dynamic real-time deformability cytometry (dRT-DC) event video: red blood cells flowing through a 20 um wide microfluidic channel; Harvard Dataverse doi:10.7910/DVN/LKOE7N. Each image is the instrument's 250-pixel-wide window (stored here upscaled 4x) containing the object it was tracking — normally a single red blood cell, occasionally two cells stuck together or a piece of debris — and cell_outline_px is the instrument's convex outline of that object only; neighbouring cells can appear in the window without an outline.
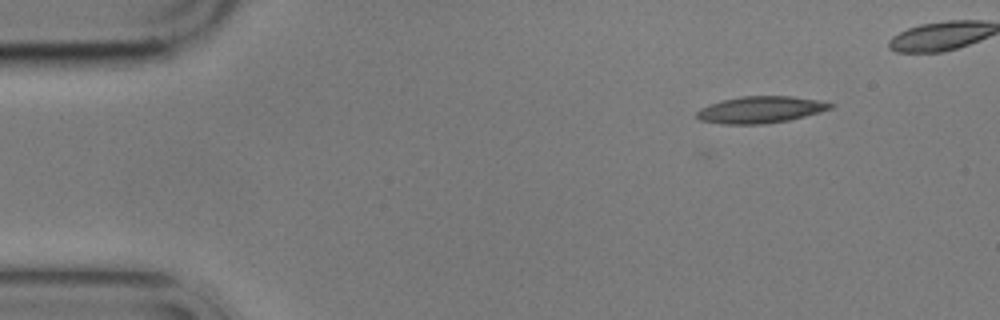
{"species": "common noctule bat (a hibernating species)", "species_latin": "Nyctalus noctula", "temperature_condition": "cold", "stored_images_in_passage": 5, "camera_frame_rate_fps": 3000, "um_per_image_px": 0.085, "animal": {"sex": "male", "body_mass_g": 17.9}, "frame": {"image": 1, "passage_image": 1, "time_ms": 0.0, "image_size_px": [1000, 320], "cell_outline_px": [[836, 104], [832, 108], [820, 112], [788, 120], [764, 124], [724, 124], [700, 120], [696, 116], [696, 112], [700, 108], [708, 104], [740, 96], [792, 96], [816, 100]], "centroid_in_image_um": [64.63, 9.32], "position_along_channel_um": 20.4, "area_um2": 20.75}}
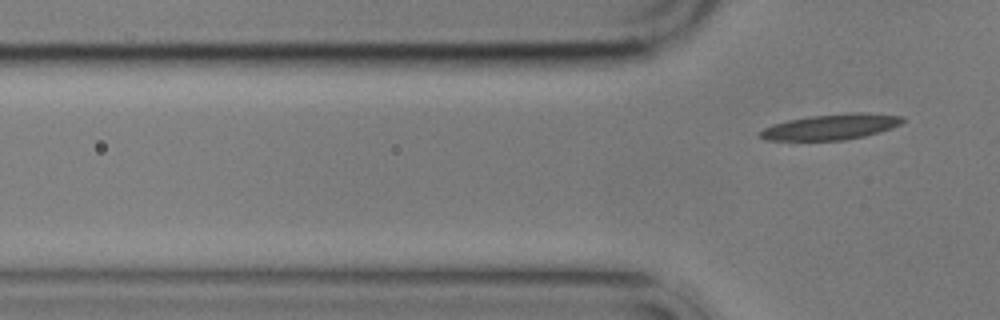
{"frame": {"image": 2, "passage_image": 5, "time_ms": 5.667, "image_size_px": [1000, 320], "cell_outline_px": [[904, 120], [900, 124], [892, 128], [880, 132], [864, 136], [844, 140], [764, 140], [756, 136], [756, 132], [772, 124], [788, 120], [812, 116], [848, 112], [860, 112], [904, 116]], "centroid_in_image_um": [70.59, 10.78], "position_along_channel_um": 55.2, "area_um2": 21.44}}